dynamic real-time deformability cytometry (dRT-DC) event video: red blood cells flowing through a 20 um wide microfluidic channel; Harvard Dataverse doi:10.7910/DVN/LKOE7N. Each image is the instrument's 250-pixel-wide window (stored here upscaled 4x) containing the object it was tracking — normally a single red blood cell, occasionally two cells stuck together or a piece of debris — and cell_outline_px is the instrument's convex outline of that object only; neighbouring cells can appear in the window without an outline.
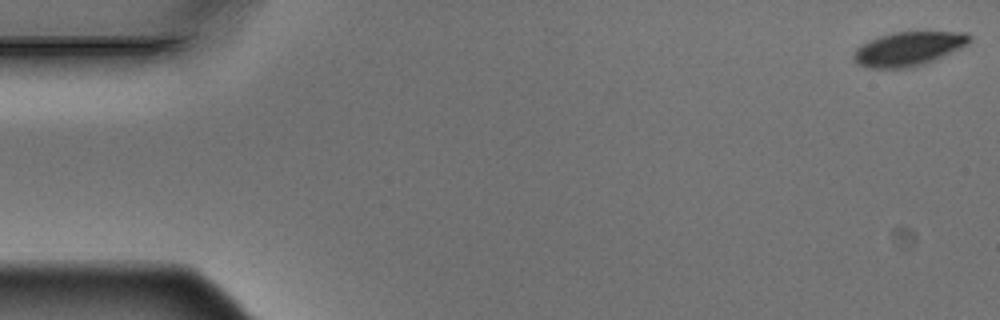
{"species": "Egyptian fruit bat (a non-hibernating species)", "species_latin": "Rousettus aegyptiacus", "temperature_condition": "warm", "stored_images_in_passage": 5, "camera_frame_rate_fps": 3000, "um_per_image_px": 0.085, "animal": {"sex": "male"}, "frame": {"image": 1, "passage_image": 1, "time_ms": 0.0, "image_size_px": [1000, 320], "cell_outline_px": [[972, 40], [968, 44], [960, 48], [924, 64], [912, 68], [868, 68], [856, 64], [852, 56], [856, 48], [860, 44], [880, 36], [892, 32], [968, 32], [972, 36]], "centroid_in_image_um": [77.2, 4.15], "position_along_channel_um": 7.8, "area_um2": 23.12}}
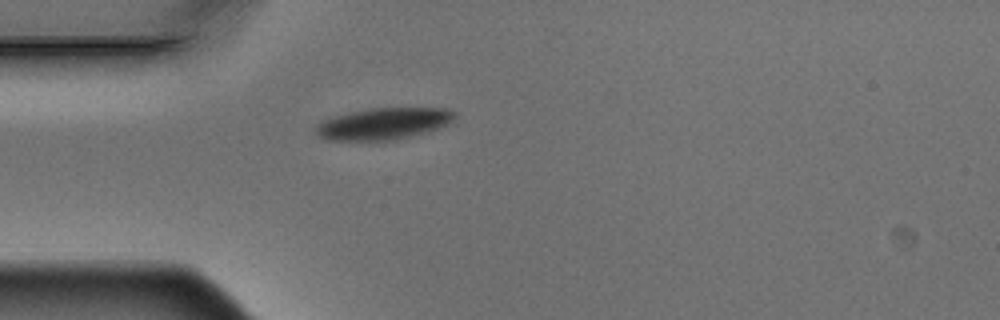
{"frame": {"image": 2, "passage_image": 5, "time_ms": 1.333, "image_size_px": [1000, 320], "cell_outline_px": [[456, 116], [448, 124], [440, 128], [428, 132], [396, 140], [324, 140], [316, 136], [316, 124], [332, 116], [372, 108], [448, 108], [456, 112]], "centroid_in_image_um": [32.61, 10.52], "position_along_channel_um": 52.4, "area_um2": 25.84}}